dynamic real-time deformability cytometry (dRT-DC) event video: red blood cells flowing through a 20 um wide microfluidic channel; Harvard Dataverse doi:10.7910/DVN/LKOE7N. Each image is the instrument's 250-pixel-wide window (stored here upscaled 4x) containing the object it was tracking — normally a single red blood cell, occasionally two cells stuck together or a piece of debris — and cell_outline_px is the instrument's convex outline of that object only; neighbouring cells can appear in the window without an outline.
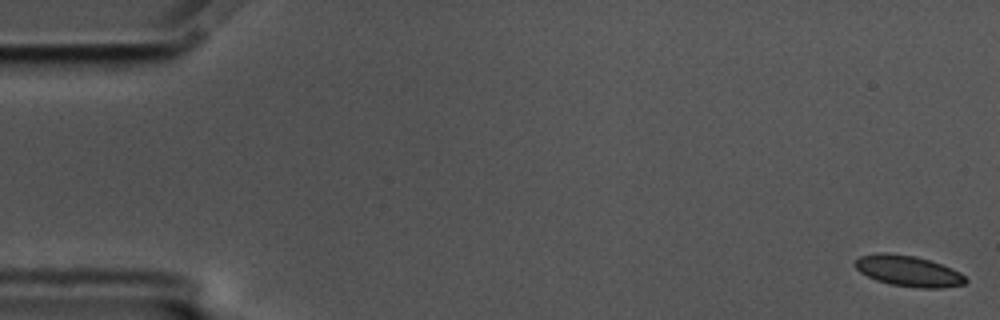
{"species": "common noctule bat (a hibernating species)", "species_latin": "Nyctalus noctula", "temperature_condition": "cold", "stored_images_in_passage": 59, "camera_frame_rate_fps": 3000, "um_per_image_px": 0.085, "animal": {"sex": "male", "body_mass_g": 17.5, "forearm_length_mm": 52.3}, "frame": {"image": 1, "passage_image": 1, "time_ms": 0.0, "image_size_px": [1000, 320], "cell_outline_px": [[968, 280], [964, 284], [940, 288], [924, 288], [892, 284], [876, 280], [860, 272], [852, 264], [860, 256], [880, 252], [888, 252], [916, 256], [952, 268], [960, 272]], "centroid_in_image_um": [77.19, 23.02], "position_along_channel_um": 7.8, "area_um2": 19.77}}
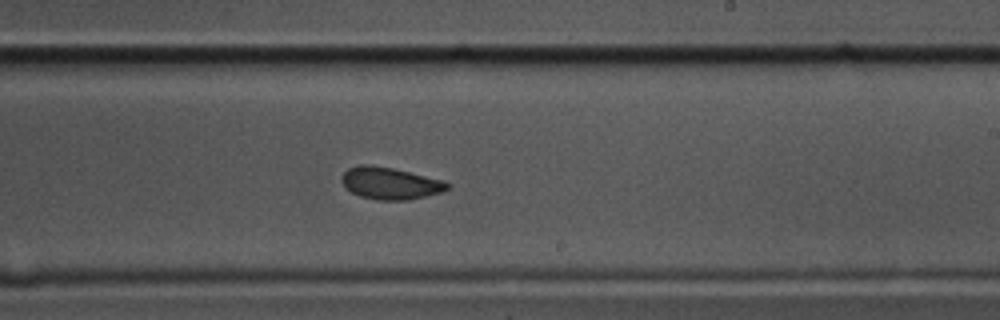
{"frame": {"image": 2, "passage_image": 35, "time_ms": 11.333, "image_size_px": [1000, 320], "cell_outline_px": [[448, 188], [444, 192], [408, 200], [376, 200], [360, 196], [352, 192], [340, 180], [340, 176], [348, 168], [360, 164], [372, 164], [392, 168], [444, 180], [448, 184]], "centroid_in_image_um": [33.15, 15.57], "position_along_channel_um": 255.8, "area_um2": 19.77}}
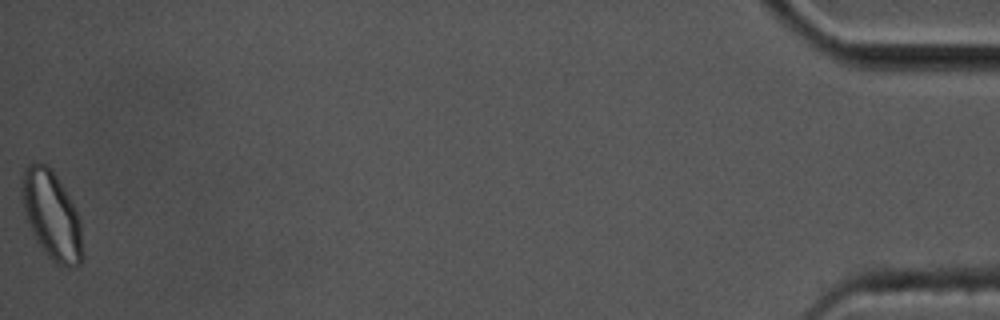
{"frame": {"image": 3, "passage_image": 59, "time_ms": 19.333, "image_size_px": [1000, 320], "cell_outline_px": [[84, 260], [80, 264], [72, 268], [68, 268], [56, 264], [48, 256], [36, 240], [24, 212], [20, 196], [20, 188], [24, 168], [32, 160], [48, 164], [52, 168], [76, 208], [80, 220], [84, 252]], "centroid_in_image_um": [4.4, 18.28], "position_along_channel_um": 430.8, "area_um2": 32.02}, "authors_computed_cell_mechanics": {"area_um2": 20.0566, "velocity_mm_per_s": 3.4179, "shape_relaxation_time_tau1_ms": 4.2763, "shape_relaxation_time_tau2_ms": 2.0273, "deformation_change_tau1": 0.0931, "deformation_change_tau2": 0.0541}}